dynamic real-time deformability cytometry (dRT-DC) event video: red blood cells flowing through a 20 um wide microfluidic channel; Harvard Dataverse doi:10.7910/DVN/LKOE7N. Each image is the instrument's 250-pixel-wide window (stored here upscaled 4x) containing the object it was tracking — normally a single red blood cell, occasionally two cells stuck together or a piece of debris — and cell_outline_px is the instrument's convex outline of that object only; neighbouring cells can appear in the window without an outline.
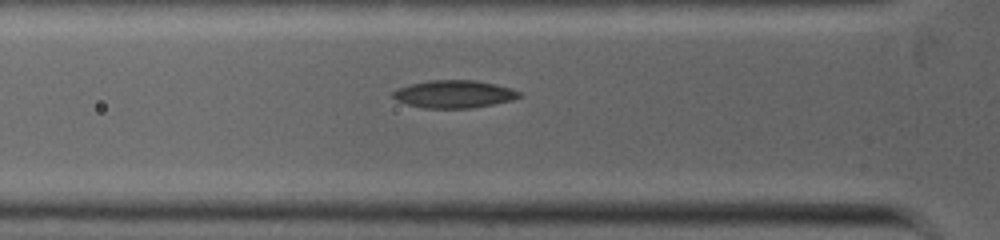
{"species": "common noctule bat (a hibernating species)", "species_latin": "Nyctalus noctula", "temperature_condition": "warm", "stored_images_in_passage": 22, "camera_frame_rate_fps": 5000, "um_per_image_px": 0.085, "animal": {"sex": "female", "body_mass_g": 19.0, "forearm_length_mm": 53.3}, "frame": {"image": 1, "passage_image": 2, "time_ms": 0.2, "image_size_px": [1000, 240], "cell_outline_px": [[524, 96], [512, 100], [472, 108], [424, 108], [408, 104], [396, 100], [392, 96], [392, 92], [396, 88], [428, 80], [476, 80], [496, 84], [512, 88], [520, 92]], "centroid_in_image_um": [38.61, 7.99], "position_along_channel_um": 87.2, "area_um2": 20.46}}
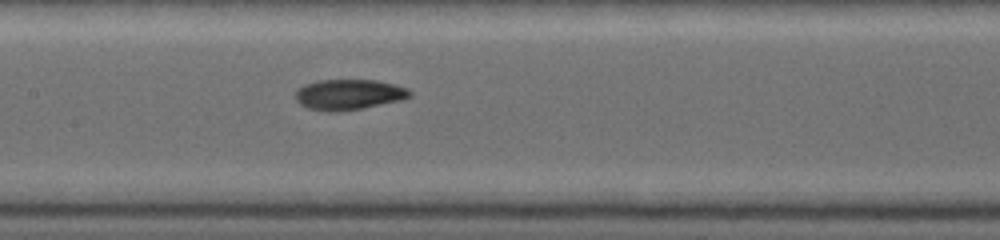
{"frame": {"image": 2, "passage_image": 8, "time_ms": 2.0, "image_size_px": [1000, 240], "cell_outline_px": [[412, 96], [400, 100], [364, 108], [336, 112], [328, 112], [308, 108], [300, 104], [292, 96], [296, 88], [304, 84], [320, 80], [376, 80], [408, 88], [412, 92]], "centroid_in_image_um": [29.59, 8.04], "position_along_channel_um": 177.8, "area_um2": 20.58}}
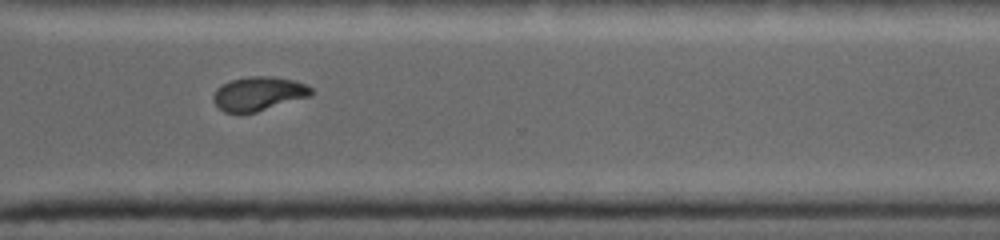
{"frame": {"image": 3, "passage_image": 15, "time_ms": 5.4, "image_size_px": [1000, 240], "cell_outline_px": [[312, 96], [256, 112], [224, 112], [212, 100], [212, 96], [216, 88], [232, 80], [248, 76], [272, 76], [292, 80], [308, 84], [312, 88]], "centroid_in_image_um": [22.0, 7.95], "position_along_channel_um": 348.6, "area_um2": 19.36}}